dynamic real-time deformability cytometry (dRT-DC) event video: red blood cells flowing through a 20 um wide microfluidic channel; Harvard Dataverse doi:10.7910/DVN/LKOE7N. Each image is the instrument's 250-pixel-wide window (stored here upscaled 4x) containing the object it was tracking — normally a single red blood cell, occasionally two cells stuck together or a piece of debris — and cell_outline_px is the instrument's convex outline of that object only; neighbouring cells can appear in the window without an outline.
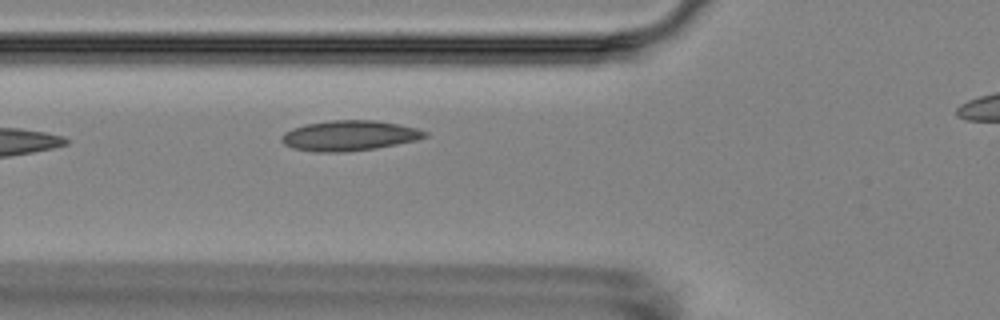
{"species": "Egyptian fruit bat (a non-hibernating species)", "species_latin": "Rousettus aegyptiacus", "temperature_condition": "room temperature", "stored_images_in_passage": 6, "camera_frame_rate_fps": 3000, "um_per_image_px": 0.085, "animal": {"sex": "female"}, "frame": {"image": 1, "passage_image": 5, "time_ms": 4.667, "image_size_px": [1000, 320], "cell_outline_px": [[428, 136], [416, 140], [376, 148], [344, 152], [316, 152], [292, 148], [284, 144], [280, 140], [280, 136], [284, 132], [292, 128], [304, 124], [332, 120], [376, 120], [400, 124], [416, 128], [428, 132]], "centroid_in_image_um": [29.66, 11.52], "position_along_channel_um": 96.1, "area_um2": 25.43}}